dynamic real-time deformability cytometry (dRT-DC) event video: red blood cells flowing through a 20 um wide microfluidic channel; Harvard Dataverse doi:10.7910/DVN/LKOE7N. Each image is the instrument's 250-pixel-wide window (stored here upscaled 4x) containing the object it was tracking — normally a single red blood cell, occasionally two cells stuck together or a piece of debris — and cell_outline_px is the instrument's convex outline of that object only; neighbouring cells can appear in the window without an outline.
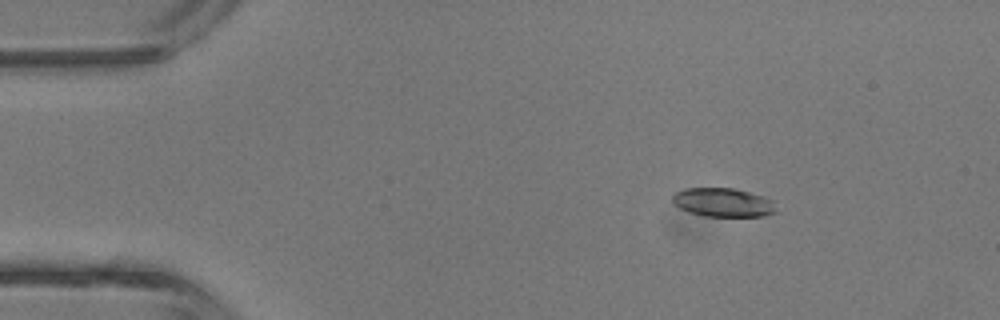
{"species": "common noctule bat (a hibernating species)", "species_latin": "Nyctalus noctula", "temperature_condition": "room temperature", "stored_images_in_passage": 3, "camera_frame_rate_fps": 3000, "um_per_image_px": 0.085, "animal": {"sex": "male", "body_mass_g": 13.3}, "frame": {"image": 1, "passage_image": 2, "time_ms": 1.0, "image_size_px": [1000, 320], "cell_outline_px": [[776, 212], [764, 216], [704, 216], [688, 212], [680, 208], [672, 200], [672, 196], [676, 192], [684, 188], [736, 188], [764, 196], [772, 200]], "centroid_in_image_um": [61.46, 17.2], "position_along_channel_um": 23.5, "area_um2": 17.4}}